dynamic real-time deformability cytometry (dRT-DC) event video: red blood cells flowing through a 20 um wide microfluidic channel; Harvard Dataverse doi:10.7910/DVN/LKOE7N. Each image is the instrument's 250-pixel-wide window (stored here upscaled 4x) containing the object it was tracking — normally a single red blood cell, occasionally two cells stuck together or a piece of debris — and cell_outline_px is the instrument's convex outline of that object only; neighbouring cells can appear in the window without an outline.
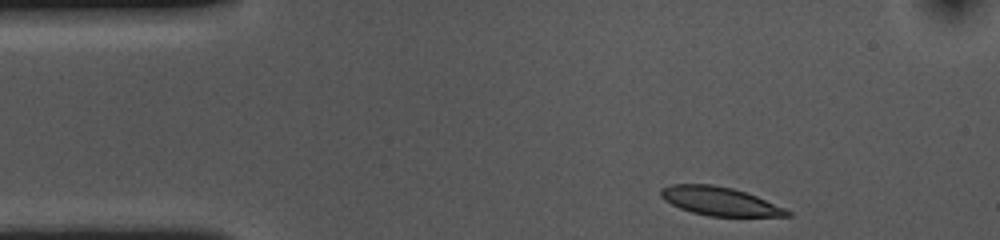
{"species": "common noctule bat (a hibernating species)", "species_latin": "Nyctalus noctula", "temperature_condition": "cold", "stored_images_in_passage": 38, "camera_frame_rate_fps": 3000, "um_per_image_px": 0.085, "animal": {"sex": "female", "body_mass_g": 10.0, "forearm_length_mm": 53.1}, "frame": {"image": 1, "passage_image": 1, "time_ms": 0.0, "image_size_px": [1000, 240], "cell_outline_px": [[792, 216], [708, 216], [692, 212], [680, 208], [664, 200], [660, 196], [660, 188], [672, 184], [712, 184], [732, 188], [756, 196], [784, 208], [792, 212]], "centroid_in_image_um": [61.14, 17.1], "position_along_channel_um": 23.9, "area_um2": 20.87}}
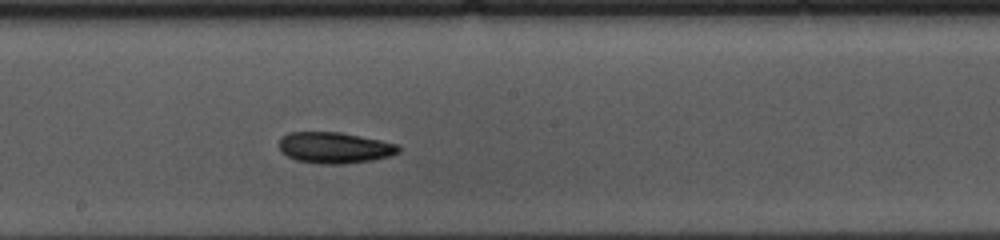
{"frame": {"image": 2, "passage_image": 22, "time_ms": 7.0, "image_size_px": [1000, 240], "cell_outline_px": [[400, 152], [388, 156], [372, 160], [344, 164], [320, 164], [296, 160], [288, 156], [280, 148], [280, 136], [288, 132], [340, 132], [380, 140], [396, 144], [400, 148]], "centroid_in_image_um": [28.43, 12.55], "position_along_channel_um": 219.8, "area_um2": 21.56}}
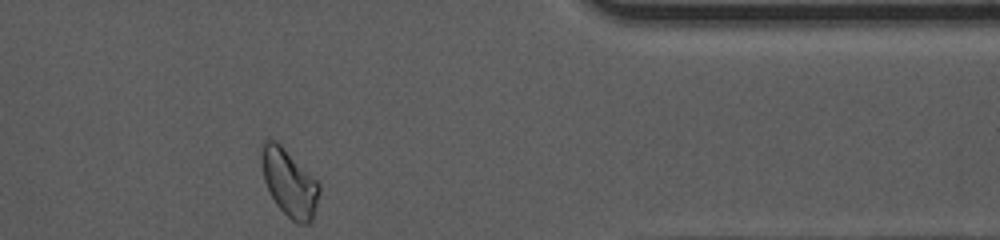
{"frame": {"image": 3, "passage_image": 38, "time_ms": 12.333, "image_size_px": [1000, 240], "cell_outline_px": [[320, 192], [316, 208], [312, 220], [308, 224], [296, 224], [276, 204], [264, 180], [260, 156], [260, 140], [276, 140], [320, 184]], "centroid_in_image_um": [24.57, 15.53], "position_along_channel_um": 386.8, "area_um2": 22.54}}